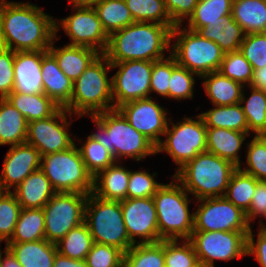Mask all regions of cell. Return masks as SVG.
<instances>
[{
    "label": "cell",
    "instance_id": "8992f818",
    "mask_svg": "<svg viewBox=\"0 0 266 267\" xmlns=\"http://www.w3.org/2000/svg\"><path fill=\"white\" fill-rule=\"evenodd\" d=\"M174 181L162 184L153 195L159 241L189 240L194 230V212L189 211L188 192L177 180Z\"/></svg>",
    "mask_w": 266,
    "mask_h": 267
},
{
    "label": "cell",
    "instance_id": "44dd1931",
    "mask_svg": "<svg viewBox=\"0 0 266 267\" xmlns=\"http://www.w3.org/2000/svg\"><path fill=\"white\" fill-rule=\"evenodd\" d=\"M41 73L43 93L60 108H65L71 100L73 81L61 71L55 57L48 50H43Z\"/></svg>",
    "mask_w": 266,
    "mask_h": 267
},
{
    "label": "cell",
    "instance_id": "91938a15",
    "mask_svg": "<svg viewBox=\"0 0 266 267\" xmlns=\"http://www.w3.org/2000/svg\"><path fill=\"white\" fill-rule=\"evenodd\" d=\"M98 0H70L73 6H90Z\"/></svg>",
    "mask_w": 266,
    "mask_h": 267
},
{
    "label": "cell",
    "instance_id": "9f6ffc18",
    "mask_svg": "<svg viewBox=\"0 0 266 267\" xmlns=\"http://www.w3.org/2000/svg\"><path fill=\"white\" fill-rule=\"evenodd\" d=\"M53 267H88L85 260H77L56 254Z\"/></svg>",
    "mask_w": 266,
    "mask_h": 267
},
{
    "label": "cell",
    "instance_id": "ab89813d",
    "mask_svg": "<svg viewBox=\"0 0 266 267\" xmlns=\"http://www.w3.org/2000/svg\"><path fill=\"white\" fill-rule=\"evenodd\" d=\"M135 22L175 25L167 12L164 0H125Z\"/></svg>",
    "mask_w": 266,
    "mask_h": 267
},
{
    "label": "cell",
    "instance_id": "8d00e7d4",
    "mask_svg": "<svg viewBox=\"0 0 266 267\" xmlns=\"http://www.w3.org/2000/svg\"><path fill=\"white\" fill-rule=\"evenodd\" d=\"M258 181L237 168L231 175L225 197L243 212H247Z\"/></svg>",
    "mask_w": 266,
    "mask_h": 267
},
{
    "label": "cell",
    "instance_id": "5bb4252c",
    "mask_svg": "<svg viewBox=\"0 0 266 267\" xmlns=\"http://www.w3.org/2000/svg\"><path fill=\"white\" fill-rule=\"evenodd\" d=\"M154 61L129 60L111 63L119 68L112 76V97L114 109L133 100L151 97L150 79Z\"/></svg>",
    "mask_w": 266,
    "mask_h": 267
},
{
    "label": "cell",
    "instance_id": "1f68e13d",
    "mask_svg": "<svg viewBox=\"0 0 266 267\" xmlns=\"http://www.w3.org/2000/svg\"><path fill=\"white\" fill-rule=\"evenodd\" d=\"M92 6L108 36L135 22L125 0H98Z\"/></svg>",
    "mask_w": 266,
    "mask_h": 267
},
{
    "label": "cell",
    "instance_id": "7402d4cb",
    "mask_svg": "<svg viewBox=\"0 0 266 267\" xmlns=\"http://www.w3.org/2000/svg\"><path fill=\"white\" fill-rule=\"evenodd\" d=\"M11 192L22 209L43 208L56 193L41 169L32 172Z\"/></svg>",
    "mask_w": 266,
    "mask_h": 267
},
{
    "label": "cell",
    "instance_id": "7c38bea8",
    "mask_svg": "<svg viewBox=\"0 0 266 267\" xmlns=\"http://www.w3.org/2000/svg\"><path fill=\"white\" fill-rule=\"evenodd\" d=\"M248 232L193 231V244L201 267H214L215 260L230 261L247 255Z\"/></svg>",
    "mask_w": 266,
    "mask_h": 267
},
{
    "label": "cell",
    "instance_id": "ee69618b",
    "mask_svg": "<svg viewBox=\"0 0 266 267\" xmlns=\"http://www.w3.org/2000/svg\"><path fill=\"white\" fill-rule=\"evenodd\" d=\"M21 209L12 192L0 190V243L11 239Z\"/></svg>",
    "mask_w": 266,
    "mask_h": 267
},
{
    "label": "cell",
    "instance_id": "d6986e66",
    "mask_svg": "<svg viewBox=\"0 0 266 267\" xmlns=\"http://www.w3.org/2000/svg\"><path fill=\"white\" fill-rule=\"evenodd\" d=\"M41 168L40 152L28 143L11 146L0 174V190L16 188L32 172Z\"/></svg>",
    "mask_w": 266,
    "mask_h": 267
},
{
    "label": "cell",
    "instance_id": "3957f363",
    "mask_svg": "<svg viewBox=\"0 0 266 267\" xmlns=\"http://www.w3.org/2000/svg\"><path fill=\"white\" fill-rule=\"evenodd\" d=\"M89 117L98 129V133L90 136L107 148L117 162L123 157L141 161L145 156L157 154L156 145L132 127L117 109Z\"/></svg>",
    "mask_w": 266,
    "mask_h": 267
},
{
    "label": "cell",
    "instance_id": "9a60e30c",
    "mask_svg": "<svg viewBox=\"0 0 266 267\" xmlns=\"http://www.w3.org/2000/svg\"><path fill=\"white\" fill-rule=\"evenodd\" d=\"M72 9L74 14L55 22L56 35L57 31L63 28L72 40L67 45L89 47L104 54L109 36L103 29L93 6H73Z\"/></svg>",
    "mask_w": 266,
    "mask_h": 267
},
{
    "label": "cell",
    "instance_id": "8fae6325",
    "mask_svg": "<svg viewBox=\"0 0 266 267\" xmlns=\"http://www.w3.org/2000/svg\"><path fill=\"white\" fill-rule=\"evenodd\" d=\"M88 194L56 192L43 207L45 239L58 243L72 228L84 222Z\"/></svg>",
    "mask_w": 266,
    "mask_h": 267
},
{
    "label": "cell",
    "instance_id": "c3c4849f",
    "mask_svg": "<svg viewBox=\"0 0 266 267\" xmlns=\"http://www.w3.org/2000/svg\"><path fill=\"white\" fill-rule=\"evenodd\" d=\"M123 257L120 249L94 242L85 261L88 267H123Z\"/></svg>",
    "mask_w": 266,
    "mask_h": 267
},
{
    "label": "cell",
    "instance_id": "6da1fadb",
    "mask_svg": "<svg viewBox=\"0 0 266 267\" xmlns=\"http://www.w3.org/2000/svg\"><path fill=\"white\" fill-rule=\"evenodd\" d=\"M56 19L29 2L9 1L0 9V46L15 52L48 50Z\"/></svg>",
    "mask_w": 266,
    "mask_h": 267
},
{
    "label": "cell",
    "instance_id": "11a10c76",
    "mask_svg": "<svg viewBox=\"0 0 266 267\" xmlns=\"http://www.w3.org/2000/svg\"><path fill=\"white\" fill-rule=\"evenodd\" d=\"M257 241H254L252 228L247 234V256L254 255L261 267H266V231L259 227Z\"/></svg>",
    "mask_w": 266,
    "mask_h": 267
},
{
    "label": "cell",
    "instance_id": "836d02e7",
    "mask_svg": "<svg viewBox=\"0 0 266 267\" xmlns=\"http://www.w3.org/2000/svg\"><path fill=\"white\" fill-rule=\"evenodd\" d=\"M45 239L43 208L21 209L14 233L7 243H22Z\"/></svg>",
    "mask_w": 266,
    "mask_h": 267
},
{
    "label": "cell",
    "instance_id": "94428289",
    "mask_svg": "<svg viewBox=\"0 0 266 267\" xmlns=\"http://www.w3.org/2000/svg\"><path fill=\"white\" fill-rule=\"evenodd\" d=\"M8 2L6 0H0V9H2Z\"/></svg>",
    "mask_w": 266,
    "mask_h": 267
},
{
    "label": "cell",
    "instance_id": "83f0119b",
    "mask_svg": "<svg viewBox=\"0 0 266 267\" xmlns=\"http://www.w3.org/2000/svg\"><path fill=\"white\" fill-rule=\"evenodd\" d=\"M203 86L206 96L211 100L212 105H235L241 100L242 84L223 76L219 71L203 75Z\"/></svg>",
    "mask_w": 266,
    "mask_h": 267
},
{
    "label": "cell",
    "instance_id": "681fc988",
    "mask_svg": "<svg viewBox=\"0 0 266 267\" xmlns=\"http://www.w3.org/2000/svg\"><path fill=\"white\" fill-rule=\"evenodd\" d=\"M153 174L147 171H130L126 198H149L153 197L157 189L162 185L155 181Z\"/></svg>",
    "mask_w": 266,
    "mask_h": 267
},
{
    "label": "cell",
    "instance_id": "f6af8a7d",
    "mask_svg": "<svg viewBox=\"0 0 266 267\" xmlns=\"http://www.w3.org/2000/svg\"><path fill=\"white\" fill-rule=\"evenodd\" d=\"M247 144L246 166L241 171L266 181V138L257 135Z\"/></svg>",
    "mask_w": 266,
    "mask_h": 267
},
{
    "label": "cell",
    "instance_id": "9c48e42d",
    "mask_svg": "<svg viewBox=\"0 0 266 267\" xmlns=\"http://www.w3.org/2000/svg\"><path fill=\"white\" fill-rule=\"evenodd\" d=\"M40 169L56 192H93V177L76 144L67 150L41 156Z\"/></svg>",
    "mask_w": 266,
    "mask_h": 267
},
{
    "label": "cell",
    "instance_id": "52a82bcc",
    "mask_svg": "<svg viewBox=\"0 0 266 267\" xmlns=\"http://www.w3.org/2000/svg\"><path fill=\"white\" fill-rule=\"evenodd\" d=\"M176 25L171 30L170 54L178 65L201 77L219 70L225 52L214 42L203 38L197 31H192L186 26Z\"/></svg>",
    "mask_w": 266,
    "mask_h": 267
},
{
    "label": "cell",
    "instance_id": "ac0fdd59",
    "mask_svg": "<svg viewBox=\"0 0 266 267\" xmlns=\"http://www.w3.org/2000/svg\"><path fill=\"white\" fill-rule=\"evenodd\" d=\"M121 203L123 221L134 243L159 242L157 212L153 197L126 198ZM140 238V242L135 237Z\"/></svg>",
    "mask_w": 266,
    "mask_h": 267
},
{
    "label": "cell",
    "instance_id": "f546056e",
    "mask_svg": "<svg viewBox=\"0 0 266 267\" xmlns=\"http://www.w3.org/2000/svg\"><path fill=\"white\" fill-rule=\"evenodd\" d=\"M232 16L245 34L266 33V0H233Z\"/></svg>",
    "mask_w": 266,
    "mask_h": 267
},
{
    "label": "cell",
    "instance_id": "bcb514c9",
    "mask_svg": "<svg viewBox=\"0 0 266 267\" xmlns=\"http://www.w3.org/2000/svg\"><path fill=\"white\" fill-rule=\"evenodd\" d=\"M195 73L177 64L172 56V73L168 87V98L181 100L193 98Z\"/></svg>",
    "mask_w": 266,
    "mask_h": 267
},
{
    "label": "cell",
    "instance_id": "f35d334b",
    "mask_svg": "<svg viewBox=\"0 0 266 267\" xmlns=\"http://www.w3.org/2000/svg\"><path fill=\"white\" fill-rule=\"evenodd\" d=\"M233 0H198V3L189 17L186 28L197 31L209 22H214L222 16L232 14Z\"/></svg>",
    "mask_w": 266,
    "mask_h": 267
},
{
    "label": "cell",
    "instance_id": "484cf974",
    "mask_svg": "<svg viewBox=\"0 0 266 267\" xmlns=\"http://www.w3.org/2000/svg\"><path fill=\"white\" fill-rule=\"evenodd\" d=\"M248 133L225 128H207L206 151L241 167L239 150Z\"/></svg>",
    "mask_w": 266,
    "mask_h": 267
},
{
    "label": "cell",
    "instance_id": "d4e9b609",
    "mask_svg": "<svg viewBox=\"0 0 266 267\" xmlns=\"http://www.w3.org/2000/svg\"><path fill=\"white\" fill-rule=\"evenodd\" d=\"M116 162L93 177V194L106 200L126 199L130 170Z\"/></svg>",
    "mask_w": 266,
    "mask_h": 267
},
{
    "label": "cell",
    "instance_id": "f907efd6",
    "mask_svg": "<svg viewBox=\"0 0 266 267\" xmlns=\"http://www.w3.org/2000/svg\"><path fill=\"white\" fill-rule=\"evenodd\" d=\"M172 73V55L153 62L150 94L156 92L160 96L168 98V87Z\"/></svg>",
    "mask_w": 266,
    "mask_h": 267
},
{
    "label": "cell",
    "instance_id": "5b68a950",
    "mask_svg": "<svg viewBox=\"0 0 266 267\" xmlns=\"http://www.w3.org/2000/svg\"><path fill=\"white\" fill-rule=\"evenodd\" d=\"M111 63L99 54L85 71L73 82V93L65 109L75 116H93L114 109L112 97Z\"/></svg>",
    "mask_w": 266,
    "mask_h": 267
},
{
    "label": "cell",
    "instance_id": "b9f144b4",
    "mask_svg": "<svg viewBox=\"0 0 266 267\" xmlns=\"http://www.w3.org/2000/svg\"><path fill=\"white\" fill-rule=\"evenodd\" d=\"M164 258L165 267H201L189 240H164Z\"/></svg>",
    "mask_w": 266,
    "mask_h": 267
},
{
    "label": "cell",
    "instance_id": "f1b7e54d",
    "mask_svg": "<svg viewBox=\"0 0 266 267\" xmlns=\"http://www.w3.org/2000/svg\"><path fill=\"white\" fill-rule=\"evenodd\" d=\"M27 130L26 118L6 98H0V146L25 143Z\"/></svg>",
    "mask_w": 266,
    "mask_h": 267
},
{
    "label": "cell",
    "instance_id": "ba28073f",
    "mask_svg": "<svg viewBox=\"0 0 266 267\" xmlns=\"http://www.w3.org/2000/svg\"><path fill=\"white\" fill-rule=\"evenodd\" d=\"M84 222L95 243L116 247L123 253L134 245L123 221L120 201L88 194Z\"/></svg>",
    "mask_w": 266,
    "mask_h": 267
},
{
    "label": "cell",
    "instance_id": "277c9868",
    "mask_svg": "<svg viewBox=\"0 0 266 267\" xmlns=\"http://www.w3.org/2000/svg\"><path fill=\"white\" fill-rule=\"evenodd\" d=\"M238 167L208 151L199 153L172 175L197 200L225 196Z\"/></svg>",
    "mask_w": 266,
    "mask_h": 267
},
{
    "label": "cell",
    "instance_id": "7a4b0ae2",
    "mask_svg": "<svg viewBox=\"0 0 266 267\" xmlns=\"http://www.w3.org/2000/svg\"><path fill=\"white\" fill-rule=\"evenodd\" d=\"M175 26L134 22L109 36L104 55L110 63L164 59V52L171 47V30Z\"/></svg>",
    "mask_w": 266,
    "mask_h": 267
},
{
    "label": "cell",
    "instance_id": "7dc6e473",
    "mask_svg": "<svg viewBox=\"0 0 266 267\" xmlns=\"http://www.w3.org/2000/svg\"><path fill=\"white\" fill-rule=\"evenodd\" d=\"M239 50L253 70L266 67V33L245 34Z\"/></svg>",
    "mask_w": 266,
    "mask_h": 267
},
{
    "label": "cell",
    "instance_id": "4316f807",
    "mask_svg": "<svg viewBox=\"0 0 266 267\" xmlns=\"http://www.w3.org/2000/svg\"><path fill=\"white\" fill-rule=\"evenodd\" d=\"M22 267H53L57 246L46 239L22 243H6Z\"/></svg>",
    "mask_w": 266,
    "mask_h": 267
},
{
    "label": "cell",
    "instance_id": "cb8c5ba5",
    "mask_svg": "<svg viewBox=\"0 0 266 267\" xmlns=\"http://www.w3.org/2000/svg\"><path fill=\"white\" fill-rule=\"evenodd\" d=\"M48 51L55 57L61 71L73 82L85 71L91 62L100 54L96 50L84 46H54V40Z\"/></svg>",
    "mask_w": 266,
    "mask_h": 267
},
{
    "label": "cell",
    "instance_id": "4fadbf2b",
    "mask_svg": "<svg viewBox=\"0 0 266 267\" xmlns=\"http://www.w3.org/2000/svg\"><path fill=\"white\" fill-rule=\"evenodd\" d=\"M193 231L249 232L246 214L225 196L199 199Z\"/></svg>",
    "mask_w": 266,
    "mask_h": 267
},
{
    "label": "cell",
    "instance_id": "7bdbcfd3",
    "mask_svg": "<svg viewBox=\"0 0 266 267\" xmlns=\"http://www.w3.org/2000/svg\"><path fill=\"white\" fill-rule=\"evenodd\" d=\"M218 71L244 87H249L253 78V68L240 50L225 53Z\"/></svg>",
    "mask_w": 266,
    "mask_h": 267
},
{
    "label": "cell",
    "instance_id": "e7e4bbea",
    "mask_svg": "<svg viewBox=\"0 0 266 267\" xmlns=\"http://www.w3.org/2000/svg\"><path fill=\"white\" fill-rule=\"evenodd\" d=\"M260 136L266 138V129H265V131Z\"/></svg>",
    "mask_w": 266,
    "mask_h": 267
},
{
    "label": "cell",
    "instance_id": "2e32d148",
    "mask_svg": "<svg viewBox=\"0 0 266 267\" xmlns=\"http://www.w3.org/2000/svg\"><path fill=\"white\" fill-rule=\"evenodd\" d=\"M72 114L59 108L52 116L28 123L26 143L34 146L41 156L64 151L75 144L68 132Z\"/></svg>",
    "mask_w": 266,
    "mask_h": 267
},
{
    "label": "cell",
    "instance_id": "ffe728a7",
    "mask_svg": "<svg viewBox=\"0 0 266 267\" xmlns=\"http://www.w3.org/2000/svg\"><path fill=\"white\" fill-rule=\"evenodd\" d=\"M42 58L43 50L15 52L14 92L24 94L43 93Z\"/></svg>",
    "mask_w": 266,
    "mask_h": 267
},
{
    "label": "cell",
    "instance_id": "f5cc1de1",
    "mask_svg": "<svg viewBox=\"0 0 266 267\" xmlns=\"http://www.w3.org/2000/svg\"><path fill=\"white\" fill-rule=\"evenodd\" d=\"M167 12L175 25H182L192 15L198 0H164Z\"/></svg>",
    "mask_w": 266,
    "mask_h": 267
},
{
    "label": "cell",
    "instance_id": "db71d44e",
    "mask_svg": "<svg viewBox=\"0 0 266 267\" xmlns=\"http://www.w3.org/2000/svg\"><path fill=\"white\" fill-rule=\"evenodd\" d=\"M245 214L249 224L258 216L266 219V181H258L249 210Z\"/></svg>",
    "mask_w": 266,
    "mask_h": 267
},
{
    "label": "cell",
    "instance_id": "be15d7a7",
    "mask_svg": "<svg viewBox=\"0 0 266 267\" xmlns=\"http://www.w3.org/2000/svg\"><path fill=\"white\" fill-rule=\"evenodd\" d=\"M259 224H260L259 226L262 227L266 231V225H264L262 220H260Z\"/></svg>",
    "mask_w": 266,
    "mask_h": 267
},
{
    "label": "cell",
    "instance_id": "e0dca14e",
    "mask_svg": "<svg viewBox=\"0 0 266 267\" xmlns=\"http://www.w3.org/2000/svg\"><path fill=\"white\" fill-rule=\"evenodd\" d=\"M138 132L144 134L156 146L168 126L167 111L152 97L126 102L116 108Z\"/></svg>",
    "mask_w": 266,
    "mask_h": 267
},
{
    "label": "cell",
    "instance_id": "30bf717a",
    "mask_svg": "<svg viewBox=\"0 0 266 267\" xmlns=\"http://www.w3.org/2000/svg\"><path fill=\"white\" fill-rule=\"evenodd\" d=\"M195 117L197 120L184 117L183 121H178L177 124L169 121L164 133L167 138L156 146L157 153L165 151L171 156L179 166L177 170L199 153L206 151L207 127L200 114Z\"/></svg>",
    "mask_w": 266,
    "mask_h": 267
},
{
    "label": "cell",
    "instance_id": "74e56055",
    "mask_svg": "<svg viewBox=\"0 0 266 267\" xmlns=\"http://www.w3.org/2000/svg\"><path fill=\"white\" fill-rule=\"evenodd\" d=\"M249 88L252 91L251 95L247 99L242 92L239 103L246 115L249 132L251 131L257 136L261 135L266 129V91L250 86Z\"/></svg>",
    "mask_w": 266,
    "mask_h": 267
},
{
    "label": "cell",
    "instance_id": "816d5d0a",
    "mask_svg": "<svg viewBox=\"0 0 266 267\" xmlns=\"http://www.w3.org/2000/svg\"><path fill=\"white\" fill-rule=\"evenodd\" d=\"M15 51L0 46V98H6L14 87Z\"/></svg>",
    "mask_w": 266,
    "mask_h": 267
},
{
    "label": "cell",
    "instance_id": "60d3db41",
    "mask_svg": "<svg viewBox=\"0 0 266 267\" xmlns=\"http://www.w3.org/2000/svg\"><path fill=\"white\" fill-rule=\"evenodd\" d=\"M78 149L82 160L92 177H95L99 172L117 162L113 154L90 135Z\"/></svg>",
    "mask_w": 266,
    "mask_h": 267
},
{
    "label": "cell",
    "instance_id": "6125c7cd",
    "mask_svg": "<svg viewBox=\"0 0 266 267\" xmlns=\"http://www.w3.org/2000/svg\"><path fill=\"white\" fill-rule=\"evenodd\" d=\"M2 251H1V248H0V267H2V263H3V256H2Z\"/></svg>",
    "mask_w": 266,
    "mask_h": 267
},
{
    "label": "cell",
    "instance_id": "e575fe53",
    "mask_svg": "<svg viewBox=\"0 0 266 267\" xmlns=\"http://www.w3.org/2000/svg\"><path fill=\"white\" fill-rule=\"evenodd\" d=\"M123 267H165L164 240L134 244L124 253Z\"/></svg>",
    "mask_w": 266,
    "mask_h": 267
},
{
    "label": "cell",
    "instance_id": "603a6c76",
    "mask_svg": "<svg viewBox=\"0 0 266 267\" xmlns=\"http://www.w3.org/2000/svg\"><path fill=\"white\" fill-rule=\"evenodd\" d=\"M197 32L203 38L214 41L225 53L239 50L245 37L244 30L233 19L232 14L209 22Z\"/></svg>",
    "mask_w": 266,
    "mask_h": 267
},
{
    "label": "cell",
    "instance_id": "6f0895ef",
    "mask_svg": "<svg viewBox=\"0 0 266 267\" xmlns=\"http://www.w3.org/2000/svg\"><path fill=\"white\" fill-rule=\"evenodd\" d=\"M250 87L266 91V67L253 70Z\"/></svg>",
    "mask_w": 266,
    "mask_h": 267
},
{
    "label": "cell",
    "instance_id": "4dcf8cb0",
    "mask_svg": "<svg viewBox=\"0 0 266 267\" xmlns=\"http://www.w3.org/2000/svg\"><path fill=\"white\" fill-rule=\"evenodd\" d=\"M6 99L29 122L52 116L60 107L44 93L24 94L12 91Z\"/></svg>",
    "mask_w": 266,
    "mask_h": 267
},
{
    "label": "cell",
    "instance_id": "d6a6232c",
    "mask_svg": "<svg viewBox=\"0 0 266 267\" xmlns=\"http://www.w3.org/2000/svg\"><path fill=\"white\" fill-rule=\"evenodd\" d=\"M200 115L207 128H225L251 135L248 130L246 115L240 103L235 105H214L211 110Z\"/></svg>",
    "mask_w": 266,
    "mask_h": 267
},
{
    "label": "cell",
    "instance_id": "680465c9",
    "mask_svg": "<svg viewBox=\"0 0 266 267\" xmlns=\"http://www.w3.org/2000/svg\"><path fill=\"white\" fill-rule=\"evenodd\" d=\"M4 255L2 267H22L14 255L9 251L7 244L5 246Z\"/></svg>",
    "mask_w": 266,
    "mask_h": 267
},
{
    "label": "cell",
    "instance_id": "d590c367",
    "mask_svg": "<svg viewBox=\"0 0 266 267\" xmlns=\"http://www.w3.org/2000/svg\"><path fill=\"white\" fill-rule=\"evenodd\" d=\"M94 244L85 222L72 228L58 243L57 252L65 257L85 260Z\"/></svg>",
    "mask_w": 266,
    "mask_h": 267
}]
</instances>
